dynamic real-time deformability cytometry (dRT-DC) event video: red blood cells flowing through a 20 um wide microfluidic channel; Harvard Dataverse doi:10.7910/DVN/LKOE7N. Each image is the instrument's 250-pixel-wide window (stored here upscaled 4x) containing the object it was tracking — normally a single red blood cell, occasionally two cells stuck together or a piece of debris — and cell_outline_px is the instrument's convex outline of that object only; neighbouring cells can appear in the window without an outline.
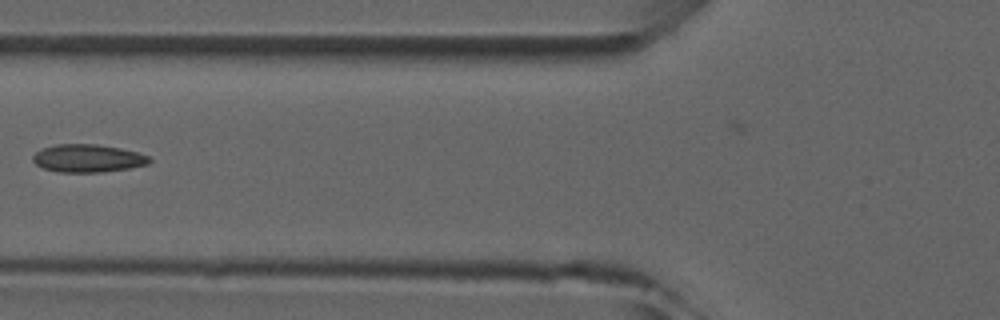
{"species": "common noctule bat (a hibernating species)", "species_latin": "Nyctalus noctula", "temperature_condition": "room temperature", "stored_images_in_passage": 7, "camera_frame_rate_fps": 3000, "um_per_image_px": 0.085, "animal": {"sex": "male", "forearm_length_mm": 52.5}, "frame": {"image": 1, "passage_image": 7, "time_ms": 7.0, "image_size_px": [1000, 320], "cell_outline_px": [[152, 160], [148, 164], [128, 168], [100, 172], [60, 172], [44, 168], [36, 164], [32, 160], [32, 156], [40, 148], [56, 144], [96, 144], [120, 148], [136, 152], [148, 156]], "centroid_in_image_um": [7.43, 13.45], "position_along_channel_um": 118.4, "area_um2": 18.84}}